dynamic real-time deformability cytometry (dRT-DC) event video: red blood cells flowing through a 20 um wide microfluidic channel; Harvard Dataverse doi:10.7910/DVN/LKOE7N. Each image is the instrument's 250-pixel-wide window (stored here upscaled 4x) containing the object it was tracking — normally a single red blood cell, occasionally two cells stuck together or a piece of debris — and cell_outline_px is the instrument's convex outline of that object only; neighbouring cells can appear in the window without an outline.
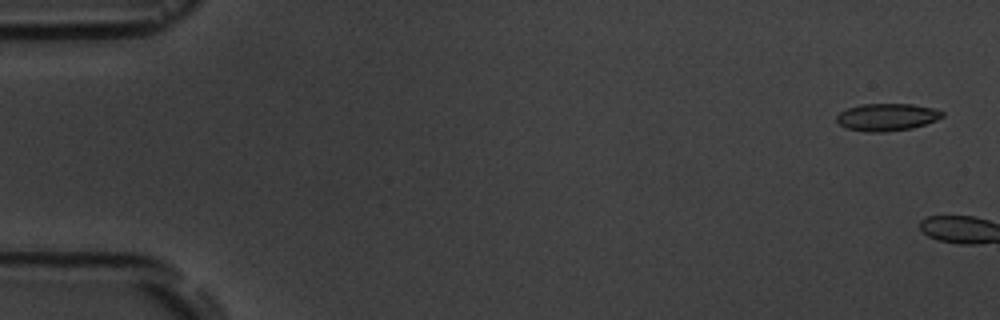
{"species": "common noctule bat (a hibernating species)", "species_latin": "Nyctalus noctula", "temperature_condition": "room temperature", "stored_images_in_passage": 6, "camera_frame_rate_fps": 3000, "um_per_image_px": 0.085, "animal": {"sex": "male", "body_mass_g": 19.5, "forearm_length_mm": 54.6}, "frame": {"image": 1, "passage_image": 1, "time_ms": 0.0, "image_size_px": [1000, 320], "cell_outline_px": [[944, 116], [936, 120], [912, 128], [884, 132], [868, 132], [848, 128], [840, 124], [836, 120], [836, 116], [840, 112], [848, 108], [860, 104], [912, 104], [932, 108], [944, 112]], "centroid_in_image_um": [75.39, 9.95], "position_along_channel_um": 9.6, "area_um2": 16.7}}
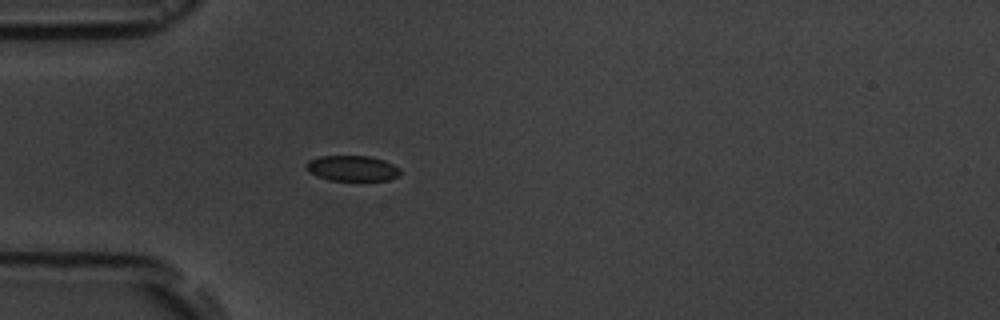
{"frame": {"image": 2, "passage_image": 6, "time_ms": 6.0, "image_size_px": [1000, 320], "cell_outline_px": [[400, 176], [388, 180], [328, 180], [316, 176], [308, 172], [308, 160], [320, 156], [368, 156], [384, 160], [400, 168]], "centroid_in_image_um": [29.96, 14.31], "position_along_channel_um": 55.0, "area_um2": 13.93}}